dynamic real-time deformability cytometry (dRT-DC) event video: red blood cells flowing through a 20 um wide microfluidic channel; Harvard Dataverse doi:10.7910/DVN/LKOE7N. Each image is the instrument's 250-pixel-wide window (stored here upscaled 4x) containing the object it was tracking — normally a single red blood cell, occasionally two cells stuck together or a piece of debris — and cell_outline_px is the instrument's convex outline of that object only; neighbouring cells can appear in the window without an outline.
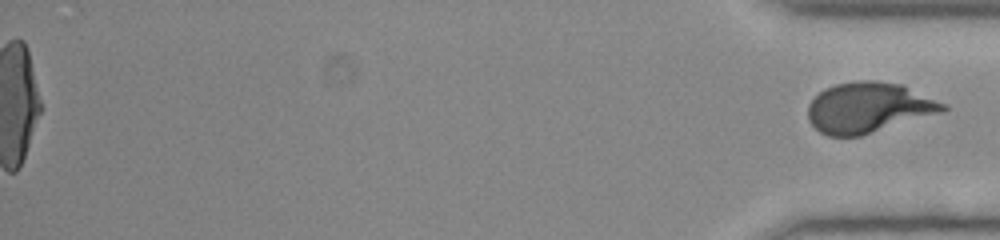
{"species": "human", "species_latin": "Homo sapiens", "temperature_condition": "room temperature", "stored_images_in_passage": 54, "segment_of_instrument_passage": [2, 2], "camera_frame_rate_fps": 3000, "um_per_image_px": 0.085, "donor": {"sex": "female"}, "frame": {"image": 1, "passage_image": 54, "time_ms": 17.667, "image_size_px": [1000, 240], "cell_outline_px": [[948, 108], [944, 112], [860, 136], [828, 136], [820, 132], [808, 120], [808, 104], [824, 88], [836, 84], [856, 80], [876, 80], [900, 84], [948, 104]], "centroid_in_image_um": [73.84, 9.14], "position_along_channel_um": 361.4, "area_um2": 39.77}}